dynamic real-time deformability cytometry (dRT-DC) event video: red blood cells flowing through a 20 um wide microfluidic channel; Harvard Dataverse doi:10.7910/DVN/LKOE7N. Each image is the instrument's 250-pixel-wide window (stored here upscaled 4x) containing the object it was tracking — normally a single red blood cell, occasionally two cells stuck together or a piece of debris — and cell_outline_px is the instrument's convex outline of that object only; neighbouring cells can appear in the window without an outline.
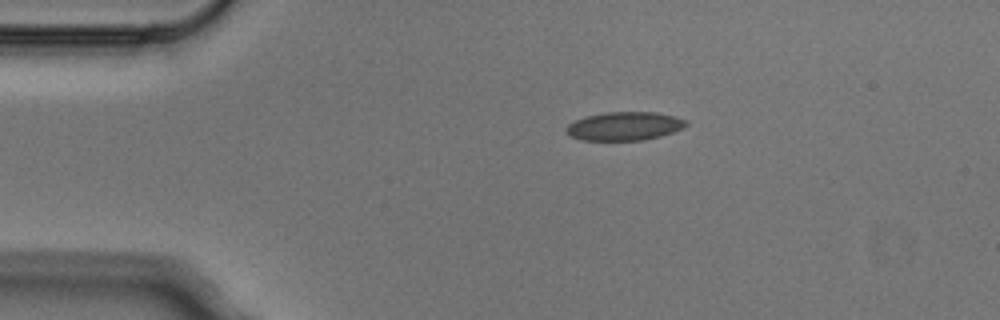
{"species": "Egyptian fruit bat (a non-hibernating species)", "species_latin": "Rousettus aegyptiacus", "temperature_condition": "cold", "stored_images_in_passage": 4, "camera_frame_rate_fps": 3000, "um_per_image_px": 0.085, "animal": {"sex": "male"}, "frame": {"image": 1, "passage_image": 1, "time_ms": 0.0, "image_size_px": [1000, 320], "cell_outline_px": [[688, 124], [684, 128], [660, 136], [644, 140], [580, 140], [568, 136], [564, 132], [564, 128], [568, 124], [584, 116], [604, 112], [656, 112], [676, 116], [688, 120]], "centroid_in_image_um": [53.05, 10.72], "position_along_channel_um": 31.9, "area_um2": 20.29}}
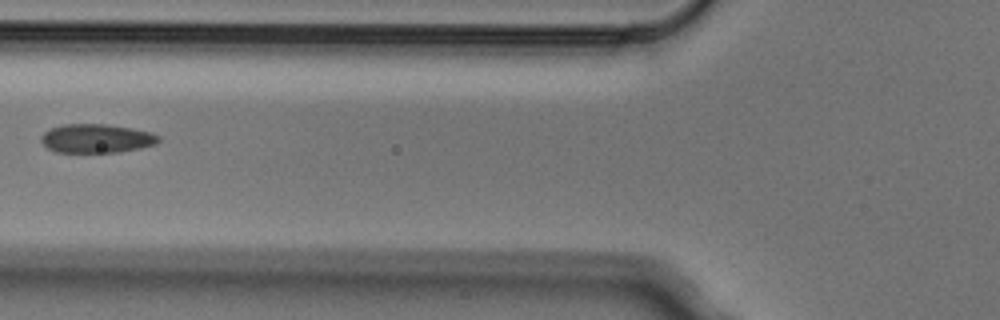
{"frame": {"image": 2, "passage_image": 3, "time_ms": 0.667, "image_size_px": [1000, 320], "cell_outline_px": [[160, 140], [156, 144], [140, 148], [120, 152], [56, 152], [48, 148], [40, 140], [40, 136], [44, 132], [52, 128], [64, 124], [104, 124], [132, 128], [152, 132], [160, 136]], "centroid_in_image_um": [8.22, 11.77], "position_along_channel_um": 117.6, "area_um2": 19.77}}
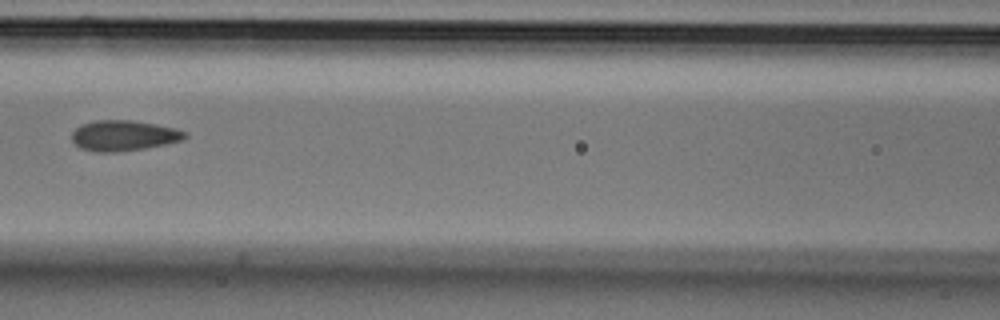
{"frame": {"image": 3, "passage_image": 4, "time_ms": 1.0, "image_size_px": [1000, 320], "cell_outline_px": [[188, 136], [184, 140], [144, 148], [116, 152], [96, 152], [80, 148], [72, 140], [72, 132], [80, 124], [96, 120], [132, 120], [176, 128], [184, 132]], "centroid_in_image_um": [10.49, 11.52], "position_along_channel_um": 156.1, "area_um2": 20.06}}